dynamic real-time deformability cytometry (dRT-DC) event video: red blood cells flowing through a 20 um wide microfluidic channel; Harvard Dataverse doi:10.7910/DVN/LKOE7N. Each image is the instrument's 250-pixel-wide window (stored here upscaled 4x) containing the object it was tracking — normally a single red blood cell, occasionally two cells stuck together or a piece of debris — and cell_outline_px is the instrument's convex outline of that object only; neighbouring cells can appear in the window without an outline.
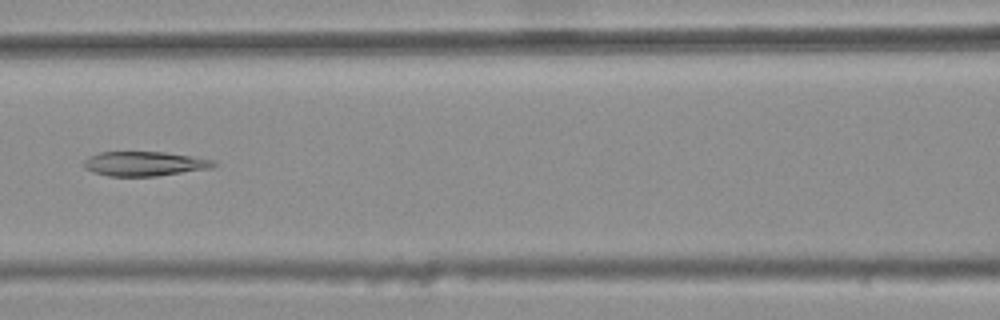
{"species": "common noctule bat (a hibernating species)", "species_latin": "Nyctalus noctula", "temperature_condition": "warm", "stored_images_in_passage": 5, "segment_of_instrument_passage": [2, 2], "camera_frame_rate_fps": 3000, "um_per_image_px": 0.085, "animal": {"sex": "female", "body_mass_g": 25.1}, "frame": {"image": 1, "passage_image": 5, "time_ms": 1.333, "image_size_px": [1000, 320], "cell_outline_px": [[216, 164], [212, 168], [156, 176], [108, 176], [84, 168], [84, 160], [88, 156], [100, 152], [164, 152], [216, 160]], "centroid_in_image_um": [12.29, 13.91], "position_along_channel_um": 154.3, "area_um2": 18.44}}